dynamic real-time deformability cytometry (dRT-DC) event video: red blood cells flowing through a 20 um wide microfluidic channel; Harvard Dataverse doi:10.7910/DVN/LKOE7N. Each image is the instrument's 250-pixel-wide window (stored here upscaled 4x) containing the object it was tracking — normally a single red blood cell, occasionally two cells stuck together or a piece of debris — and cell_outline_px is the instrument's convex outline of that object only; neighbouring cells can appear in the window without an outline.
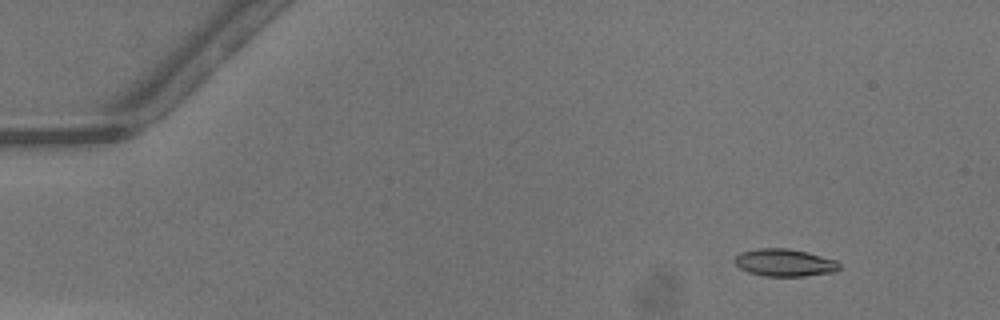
{"species": "common noctule bat (a hibernating species)", "species_latin": "Nyctalus noctula", "temperature_condition": "warm", "stored_images_in_passage": 36, "camera_frame_rate_fps": 3000, "um_per_image_px": 0.085, "animal": {"sex": "male", "body_mass_g": 13.3}, "frame": {"image": 1, "passage_image": 2, "time_ms": 0.333, "image_size_px": [1000, 320], "cell_outline_px": [[840, 268], [836, 272], [804, 276], [764, 276], [748, 272], [740, 268], [732, 260], [740, 252], [756, 248], [788, 248], [808, 252], [836, 260], [840, 264]], "centroid_in_image_um": [66.69, 22.32], "position_along_channel_um": 18.3, "area_um2": 16.94}}
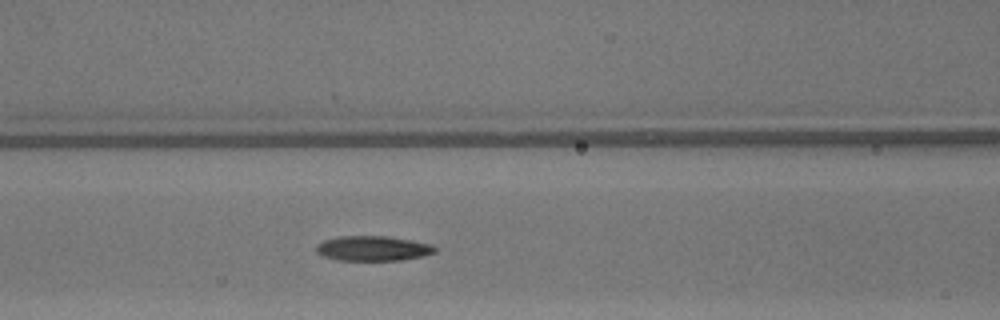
{"frame": {"image": 2, "passage_image": 18, "time_ms": 5.667, "image_size_px": [1000, 320], "cell_outline_px": [[436, 252], [424, 256], [400, 260], [340, 260], [324, 256], [316, 252], [316, 244], [324, 240], [340, 236], [388, 236], [412, 240], [432, 244], [436, 248]], "centroid_in_image_um": [31.72, 21.11], "position_along_channel_um": 134.9, "area_um2": 17.28}}
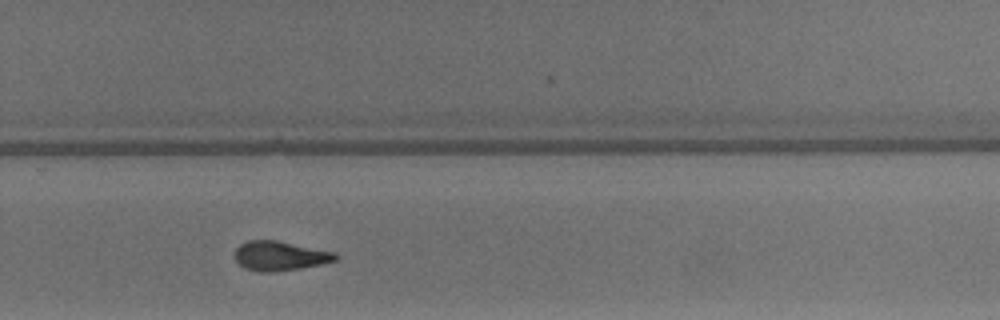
{"frame": {"image": 3, "passage_image": 30, "time_ms": 9.667, "image_size_px": [1000, 320], "cell_outline_px": [[340, 256], [336, 260], [320, 264], [272, 272], [260, 272], [244, 268], [236, 260], [236, 248], [240, 244], [248, 240], [276, 240], [336, 252]], "centroid_in_image_um": [23.8, 21.74], "position_along_channel_um": 306.0, "area_um2": 17.11}, "authors_computed_cell_mechanics": {"area_um2": 17.3111, "velocity_mm_per_s": 4.2987, "shape_relaxation_time_tau1_ms": 6.4484, "shape_relaxation_time_tau2_ms": 2.9459, "deformation_change_tau1": 0.2117, "deformation_change_tau2": 0.1157}}